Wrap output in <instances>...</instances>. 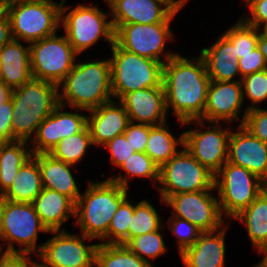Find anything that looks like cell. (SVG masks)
<instances>
[{
	"label": "cell",
	"instance_id": "cell-1",
	"mask_svg": "<svg viewBox=\"0 0 267 267\" xmlns=\"http://www.w3.org/2000/svg\"><path fill=\"white\" fill-rule=\"evenodd\" d=\"M210 78L203 58H185L181 54L163 64L162 84L167 111L171 107L180 126L199 120L204 113Z\"/></svg>",
	"mask_w": 267,
	"mask_h": 267
},
{
	"label": "cell",
	"instance_id": "cell-2",
	"mask_svg": "<svg viewBox=\"0 0 267 267\" xmlns=\"http://www.w3.org/2000/svg\"><path fill=\"white\" fill-rule=\"evenodd\" d=\"M77 63L58 84L59 103L89 111L112 101L110 60Z\"/></svg>",
	"mask_w": 267,
	"mask_h": 267
},
{
	"label": "cell",
	"instance_id": "cell-3",
	"mask_svg": "<svg viewBox=\"0 0 267 267\" xmlns=\"http://www.w3.org/2000/svg\"><path fill=\"white\" fill-rule=\"evenodd\" d=\"M58 85L32 78L13 90L12 142L31 141L39 125L59 104Z\"/></svg>",
	"mask_w": 267,
	"mask_h": 267
},
{
	"label": "cell",
	"instance_id": "cell-4",
	"mask_svg": "<svg viewBox=\"0 0 267 267\" xmlns=\"http://www.w3.org/2000/svg\"><path fill=\"white\" fill-rule=\"evenodd\" d=\"M127 196V188L108 179L101 182L90 181L86 192L75 203V223L82 234L99 239L102 244H108L111 219Z\"/></svg>",
	"mask_w": 267,
	"mask_h": 267
},
{
	"label": "cell",
	"instance_id": "cell-5",
	"mask_svg": "<svg viewBox=\"0 0 267 267\" xmlns=\"http://www.w3.org/2000/svg\"><path fill=\"white\" fill-rule=\"evenodd\" d=\"M111 89L119 101L125 94L151 87H163V63L122 49L116 42L111 46Z\"/></svg>",
	"mask_w": 267,
	"mask_h": 267
},
{
	"label": "cell",
	"instance_id": "cell-6",
	"mask_svg": "<svg viewBox=\"0 0 267 267\" xmlns=\"http://www.w3.org/2000/svg\"><path fill=\"white\" fill-rule=\"evenodd\" d=\"M13 39L25 44L57 33L61 24V2L53 0H20L5 7Z\"/></svg>",
	"mask_w": 267,
	"mask_h": 267
},
{
	"label": "cell",
	"instance_id": "cell-7",
	"mask_svg": "<svg viewBox=\"0 0 267 267\" xmlns=\"http://www.w3.org/2000/svg\"><path fill=\"white\" fill-rule=\"evenodd\" d=\"M0 228L4 252L38 254L42 245H37L38 234L49 233L41 223L33 203L13 202L0 197ZM14 242L19 246L14 247ZM37 245V246H36Z\"/></svg>",
	"mask_w": 267,
	"mask_h": 267
},
{
	"label": "cell",
	"instance_id": "cell-8",
	"mask_svg": "<svg viewBox=\"0 0 267 267\" xmlns=\"http://www.w3.org/2000/svg\"><path fill=\"white\" fill-rule=\"evenodd\" d=\"M65 2L66 0H61L60 24L63 25L65 36L78 55L93 46L101 37L109 46L114 44L112 20L107 19L108 15L111 16L110 13H104L97 5L80 3L70 11L72 6L65 5Z\"/></svg>",
	"mask_w": 267,
	"mask_h": 267
},
{
	"label": "cell",
	"instance_id": "cell-9",
	"mask_svg": "<svg viewBox=\"0 0 267 267\" xmlns=\"http://www.w3.org/2000/svg\"><path fill=\"white\" fill-rule=\"evenodd\" d=\"M214 186L222 216L231 220L247 208L267 184L246 168L227 161L214 175Z\"/></svg>",
	"mask_w": 267,
	"mask_h": 267
},
{
	"label": "cell",
	"instance_id": "cell-10",
	"mask_svg": "<svg viewBox=\"0 0 267 267\" xmlns=\"http://www.w3.org/2000/svg\"><path fill=\"white\" fill-rule=\"evenodd\" d=\"M161 202L174 194L211 190L214 174L201 165L184 147L159 170Z\"/></svg>",
	"mask_w": 267,
	"mask_h": 267
},
{
	"label": "cell",
	"instance_id": "cell-11",
	"mask_svg": "<svg viewBox=\"0 0 267 267\" xmlns=\"http://www.w3.org/2000/svg\"><path fill=\"white\" fill-rule=\"evenodd\" d=\"M29 46L32 77L57 85L74 67L78 56L65 34L57 36L56 33Z\"/></svg>",
	"mask_w": 267,
	"mask_h": 267
},
{
	"label": "cell",
	"instance_id": "cell-12",
	"mask_svg": "<svg viewBox=\"0 0 267 267\" xmlns=\"http://www.w3.org/2000/svg\"><path fill=\"white\" fill-rule=\"evenodd\" d=\"M55 234L42 243L37 254V267H95V252L99 243L86 244L93 238L71 234L66 230L49 231Z\"/></svg>",
	"mask_w": 267,
	"mask_h": 267
},
{
	"label": "cell",
	"instance_id": "cell-13",
	"mask_svg": "<svg viewBox=\"0 0 267 267\" xmlns=\"http://www.w3.org/2000/svg\"><path fill=\"white\" fill-rule=\"evenodd\" d=\"M170 23L121 25L115 31V42L128 52L164 64L178 54L176 52H165L164 50L166 42L168 43L174 38Z\"/></svg>",
	"mask_w": 267,
	"mask_h": 267
},
{
	"label": "cell",
	"instance_id": "cell-14",
	"mask_svg": "<svg viewBox=\"0 0 267 267\" xmlns=\"http://www.w3.org/2000/svg\"><path fill=\"white\" fill-rule=\"evenodd\" d=\"M189 123L208 126L206 131H202L199 126L196 129L184 131V147L201 165L215 175L227 162L231 130H228L229 127L223 129L222 123L217 122L207 125L202 120H189L184 122V125Z\"/></svg>",
	"mask_w": 267,
	"mask_h": 267
},
{
	"label": "cell",
	"instance_id": "cell-15",
	"mask_svg": "<svg viewBox=\"0 0 267 267\" xmlns=\"http://www.w3.org/2000/svg\"><path fill=\"white\" fill-rule=\"evenodd\" d=\"M215 189L170 195L165 204L172 208V216L187 220L201 232L215 231L226 224L218 197L210 194Z\"/></svg>",
	"mask_w": 267,
	"mask_h": 267
},
{
	"label": "cell",
	"instance_id": "cell-16",
	"mask_svg": "<svg viewBox=\"0 0 267 267\" xmlns=\"http://www.w3.org/2000/svg\"><path fill=\"white\" fill-rule=\"evenodd\" d=\"M114 31L125 24L171 22L181 10L171 0H110Z\"/></svg>",
	"mask_w": 267,
	"mask_h": 267
},
{
	"label": "cell",
	"instance_id": "cell-17",
	"mask_svg": "<svg viewBox=\"0 0 267 267\" xmlns=\"http://www.w3.org/2000/svg\"><path fill=\"white\" fill-rule=\"evenodd\" d=\"M65 105L58 104L53 112L39 125L34 138H31L32 154L49 153L61 140L81 132L87 126V116L77 112L64 111Z\"/></svg>",
	"mask_w": 267,
	"mask_h": 267
},
{
	"label": "cell",
	"instance_id": "cell-18",
	"mask_svg": "<svg viewBox=\"0 0 267 267\" xmlns=\"http://www.w3.org/2000/svg\"><path fill=\"white\" fill-rule=\"evenodd\" d=\"M243 102L241 81L210 80L204 113L199 120L229 124L238 121Z\"/></svg>",
	"mask_w": 267,
	"mask_h": 267
},
{
	"label": "cell",
	"instance_id": "cell-19",
	"mask_svg": "<svg viewBox=\"0 0 267 267\" xmlns=\"http://www.w3.org/2000/svg\"><path fill=\"white\" fill-rule=\"evenodd\" d=\"M237 128L229 137L227 161L246 168L267 184V144L242 125Z\"/></svg>",
	"mask_w": 267,
	"mask_h": 267
},
{
	"label": "cell",
	"instance_id": "cell-20",
	"mask_svg": "<svg viewBox=\"0 0 267 267\" xmlns=\"http://www.w3.org/2000/svg\"><path fill=\"white\" fill-rule=\"evenodd\" d=\"M119 102L124 106L130 122L159 125L167 122L164 87H151L125 94Z\"/></svg>",
	"mask_w": 267,
	"mask_h": 267
},
{
	"label": "cell",
	"instance_id": "cell-21",
	"mask_svg": "<svg viewBox=\"0 0 267 267\" xmlns=\"http://www.w3.org/2000/svg\"><path fill=\"white\" fill-rule=\"evenodd\" d=\"M87 112V127L95 146H103L123 134L130 123L124 106L114 99Z\"/></svg>",
	"mask_w": 267,
	"mask_h": 267
},
{
	"label": "cell",
	"instance_id": "cell-22",
	"mask_svg": "<svg viewBox=\"0 0 267 267\" xmlns=\"http://www.w3.org/2000/svg\"><path fill=\"white\" fill-rule=\"evenodd\" d=\"M228 226L225 224L218 230L201 232L197 241L180 254L183 264L186 267H225Z\"/></svg>",
	"mask_w": 267,
	"mask_h": 267
},
{
	"label": "cell",
	"instance_id": "cell-23",
	"mask_svg": "<svg viewBox=\"0 0 267 267\" xmlns=\"http://www.w3.org/2000/svg\"><path fill=\"white\" fill-rule=\"evenodd\" d=\"M207 74L212 81H241L234 79L241 76L238 56L231 41L223 34L209 48L201 49Z\"/></svg>",
	"mask_w": 267,
	"mask_h": 267
},
{
	"label": "cell",
	"instance_id": "cell-24",
	"mask_svg": "<svg viewBox=\"0 0 267 267\" xmlns=\"http://www.w3.org/2000/svg\"><path fill=\"white\" fill-rule=\"evenodd\" d=\"M32 78L29 44L12 39L0 49V81L15 89Z\"/></svg>",
	"mask_w": 267,
	"mask_h": 267
},
{
	"label": "cell",
	"instance_id": "cell-25",
	"mask_svg": "<svg viewBox=\"0 0 267 267\" xmlns=\"http://www.w3.org/2000/svg\"><path fill=\"white\" fill-rule=\"evenodd\" d=\"M32 156L39 164L43 188L64 194L76 203L81 193L71 171L74 165L57 160L48 153Z\"/></svg>",
	"mask_w": 267,
	"mask_h": 267
},
{
	"label": "cell",
	"instance_id": "cell-26",
	"mask_svg": "<svg viewBox=\"0 0 267 267\" xmlns=\"http://www.w3.org/2000/svg\"><path fill=\"white\" fill-rule=\"evenodd\" d=\"M41 223L48 231L65 230L63 223L75 217V203L66 195L43 188L32 202Z\"/></svg>",
	"mask_w": 267,
	"mask_h": 267
},
{
	"label": "cell",
	"instance_id": "cell-27",
	"mask_svg": "<svg viewBox=\"0 0 267 267\" xmlns=\"http://www.w3.org/2000/svg\"><path fill=\"white\" fill-rule=\"evenodd\" d=\"M42 189L41 170L37 160L32 156L19 168L12 185L1 198L13 202L32 203Z\"/></svg>",
	"mask_w": 267,
	"mask_h": 267
},
{
	"label": "cell",
	"instance_id": "cell-28",
	"mask_svg": "<svg viewBox=\"0 0 267 267\" xmlns=\"http://www.w3.org/2000/svg\"><path fill=\"white\" fill-rule=\"evenodd\" d=\"M234 219H238V221L246 226L251 245L257 251L267 246V187Z\"/></svg>",
	"mask_w": 267,
	"mask_h": 267
},
{
	"label": "cell",
	"instance_id": "cell-29",
	"mask_svg": "<svg viewBox=\"0 0 267 267\" xmlns=\"http://www.w3.org/2000/svg\"><path fill=\"white\" fill-rule=\"evenodd\" d=\"M30 142L0 143V197L12 185L19 168L32 157Z\"/></svg>",
	"mask_w": 267,
	"mask_h": 267
},
{
	"label": "cell",
	"instance_id": "cell-30",
	"mask_svg": "<svg viewBox=\"0 0 267 267\" xmlns=\"http://www.w3.org/2000/svg\"><path fill=\"white\" fill-rule=\"evenodd\" d=\"M168 122L152 125L149 129L145 153L159 166L167 163L176 155L178 147H184V134L176 138L168 129Z\"/></svg>",
	"mask_w": 267,
	"mask_h": 267
},
{
	"label": "cell",
	"instance_id": "cell-31",
	"mask_svg": "<svg viewBox=\"0 0 267 267\" xmlns=\"http://www.w3.org/2000/svg\"><path fill=\"white\" fill-rule=\"evenodd\" d=\"M95 267H155L140 259L121 244L99 243L95 252Z\"/></svg>",
	"mask_w": 267,
	"mask_h": 267
},
{
	"label": "cell",
	"instance_id": "cell-32",
	"mask_svg": "<svg viewBox=\"0 0 267 267\" xmlns=\"http://www.w3.org/2000/svg\"><path fill=\"white\" fill-rule=\"evenodd\" d=\"M124 170L125 175H117L110 177L108 180L119 184L128 189L129 179L139 177L154 180V183L159 182V166L145 153L135 152L119 167Z\"/></svg>",
	"mask_w": 267,
	"mask_h": 267
},
{
	"label": "cell",
	"instance_id": "cell-33",
	"mask_svg": "<svg viewBox=\"0 0 267 267\" xmlns=\"http://www.w3.org/2000/svg\"><path fill=\"white\" fill-rule=\"evenodd\" d=\"M91 145L92 138L86 126L81 132L61 139L48 154L64 163L76 165L82 161Z\"/></svg>",
	"mask_w": 267,
	"mask_h": 267
},
{
	"label": "cell",
	"instance_id": "cell-34",
	"mask_svg": "<svg viewBox=\"0 0 267 267\" xmlns=\"http://www.w3.org/2000/svg\"><path fill=\"white\" fill-rule=\"evenodd\" d=\"M153 205L143 199L134 205V212L128 228V241L139 235L161 230L164 227Z\"/></svg>",
	"mask_w": 267,
	"mask_h": 267
},
{
	"label": "cell",
	"instance_id": "cell-35",
	"mask_svg": "<svg viewBox=\"0 0 267 267\" xmlns=\"http://www.w3.org/2000/svg\"><path fill=\"white\" fill-rule=\"evenodd\" d=\"M160 230L131 238L125 246L140 259L147 261L157 259L167 250ZM150 258V260H149Z\"/></svg>",
	"mask_w": 267,
	"mask_h": 267
},
{
	"label": "cell",
	"instance_id": "cell-36",
	"mask_svg": "<svg viewBox=\"0 0 267 267\" xmlns=\"http://www.w3.org/2000/svg\"><path fill=\"white\" fill-rule=\"evenodd\" d=\"M224 35L235 47L238 59L257 47L259 28L246 24L241 18Z\"/></svg>",
	"mask_w": 267,
	"mask_h": 267
},
{
	"label": "cell",
	"instance_id": "cell-37",
	"mask_svg": "<svg viewBox=\"0 0 267 267\" xmlns=\"http://www.w3.org/2000/svg\"><path fill=\"white\" fill-rule=\"evenodd\" d=\"M132 201L127 196L117 208L108 228V244L125 245L128 242V228L134 212Z\"/></svg>",
	"mask_w": 267,
	"mask_h": 267
},
{
	"label": "cell",
	"instance_id": "cell-38",
	"mask_svg": "<svg viewBox=\"0 0 267 267\" xmlns=\"http://www.w3.org/2000/svg\"><path fill=\"white\" fill-rule=\"evenodd\" d=\"M241 84L243 99L246 95L252 104L246 107L239 125L243 124L248 110L257 108L256 104H260L262 101H267V69L242 77Z\"/></svg>",
	"mask_w": 267,
	"mask_h": 267
},
{
	"label": "cell",
	"instance_id": "cell-39",
	"mask_svg": "<svg viewBox=\"0 0 267 267\" xmlns=\"http://www.w3.org/2000/svg\"><path fill=\"white\" fill-rule=\"evenodd\" d=\"M168 228L178 238V250L181 254L186 248L192 246L198 239L201 231L185 219L171 216L167 221Z\"/></svg>",
	"mask_w": 267,
	"mask_h": 267
},
{
	"label": "cell",
	"instance_id": "cell-40",
	"mask_svg": "<svg viewBox=\"0 0 267 267\" xmlns=\"http://www.w3.org/2000/svg\"><path fill=\"white\" fill-rule=\"evenodd\" d=\"M242 126L256 138L267 144V109L257 107L248 110Z\"/></svg>",
	"mask_w": 267,
	"mask_h": 267
},
{
	"label": "cell",
	"instance_id": "cell-41",
	"mask_svg": "<svg viewBox=\"0 0 267 267\" xmlns=\"http://www.w3.org/2000/svg\"><path fill=\"white\" fill-rule=\"evenodd\" d=\"M102 147L111 152L110 161L116 167H120L126 159L131 157L136 151L127 141L124 134L114 137L111 141L107 142Z\"/></svg>",
	"mask_w": 267,
	"mask_h": 267
},
{
	"label": "cell",
	"instance_id": "cell-42",
	"mask_svg": "<svg viewBox=\"0 0 267 267\" xmlns=\"http://www.w3.org/2000/svg\"><path fill=\"white\" fill-rule=\"evenodd\" d=\"M151 126L133 122L128 124L123 134L136 152H145Z\"/></svg>",
	"mask_w": 267,
	"mask_h": 267
},
{
	"label": "cell",
	"instance_id": "cell-43",
	"mask_svg": "<svg viewBox=\"0 0 267 267\" xmlns=\"http://www.w3.org/2000/svg\"><path fill=\"white\" fill-rule=\"evenodd\" d=\"M238 66L241 73L240 79L246 75L267 69L264 55L259 51L258 47L239 58Z\"/></svg>",
	"mask_w": 267,
	"mask_h": 267
},
{
	"label": "cell",
	"instance_id": "cell-44",
	"mask_svg": "<svg viewBox=\"0 0 267 267\" xmlns=\"http://www.w3.org/2000/svg\"><path fill=\"white\" fill-rule=\"evenodd\" d=\"M247 7L251 16L246 18L247 14L242 15L241 19L248 25L263 29L267 27V0H251Z\"/></svg>",
	"mask_w": 267,
	"mask_h": 267
},
{
	"label": "cell",
	"instance_id": "cell-45",
	"mask_svg": "<svg viewBox=\"0 0 267 267\" xmlns=\"http://www.w3.org/2000/svg\"><path fill=\"white\" fill-rule=\"evenodd\" d=\"M12 99L0 107V143L12 142Z\"/></svg>",
	"mask_w": 267,
	"mask_h": 267
},
{
	"label": "cell",
	"instance_id": "cell-46",
	"mask_svg": "<svg viewBox=\"0 0 267 267\" xmlns=\"http://www.w3.org/2000/svg\"><path fill=\"white\" fill-rule=\"evenodd\" d=\"M30 254L25 253H0V267H35L36 261Z\"/></svg>",
	"mask_w": 267,
	"mask_h": 267
},
{
	"label": "cell",
	"instance_id": "cell-47",
	"mask_svg": "<svg viewBox=\"0 0 267 267\" xmlns=\"http://www.w3.org/2000/svg\"><path fill=\"white\" fill-rule=\"evenodd\" d=\"M13 39L8 16L4 13L0 17V49Z\"/></svg>",
	"mask_w": 267,
	"mask_h": 267
},
{
	"label": "cell",
	"instance_id": "cell-48",
	"mask_svg": "<svg viewBox=\"0 0 267 267\" xmlns=\"http://www.w3.org/2000/svg\"><path fill=\"white\" fill-rule=\"evenodd\" d=\"M257 47L259 51L264 55L265 62L267 64V30L265 28L259 29Z\"/></svg>",
	"mask_w": 267,
	"mask_h": 267
},
{
	"label": "cell",
	"instance_id": "cell-49",
	"mask_svg": "<svg viewBox=\"0 0 267 267\" xmlns=\"http://www.w3.org/2000/svg\"><path fill=\"white\" fill-rule=\"evenodd\" d=\"M13 90L11 87L0 81V107L12 99Z\"/></svg>",
	"mask_w": 267,
	"mask_h": 267
},
{
	"label": "cell",
	"instance_id": "cell-50",
	"mask_svg": "<svg viewBox=\"0 0 267 267\" xmlns=\"http://www.w3.org/2000/svg\"><path fill=\"white\" fill-rule=\"evenodd\" d=\"M257 252L259 254L263 253L264 257L259 263H257L253 267H267V246L260 248Z\"/></svg>",
	"mask_w": 267,
	"mask_h": 267
},
{
	"label": "cell",
	"instance_id": "cell-51",
	"mask_svg": "<svg viewBox=\"0 0 267 267\" xmlns=\"http://www.w3.org/2000/svg\"><path fill=\"white\" fill-rule=\"evenodd\" d=\"M178 8L182 9L185 7L188 0H171Z\"/></svg>",
	"mask_w": 267,
	"mask_h": 267
},
{
	"label": "cell",
	"instance_id": "cell-52",
	"mask_svg": "<svg viewBox=\"0 0 267 267\" xmlns=\"http://www.w3.org/2000/svg\"><path fill=\"white\" fill-rule=\"evenodd\" d=\"M20 0H0V4L5 8L8 5H11L13 3H17Z\"/></svg>",
	"mask_w": 267,
	"mask_h": 267
},
{
	"label": "cell",
	"instance_id": "cell-53",
	"mask_svg": "<svg viewBox=\"0 0 267 267\" xmlns=\"http://www.w3.org/2000/svg\"><path fill=\"white\" fill-rule=\"evenodd\" d=\"M5 13V8L0 4V17Z\"/></svg>",
	"mask_w": 267,
	"mask_h": 267
},
{
	"label": "cell",
	"instance_id": "cell-54",
	"mask_svg": "<svg viewBox=\"0 0 267 267\" xmlns=\"http://www.w3.org/2000/svg\"><path fill=\"white\" fill-rule=\"evenodd\" d=\"M0 239L2 240L1 228H0ZM3 249H4L3 246H1V244H0V253L4 252Z\"/></svg>",
	"mask_w": 267,
	"mask_h": 267
},
{
	"label": "cell",
	"instance_id": "cell-55",
	"mask_svg": "<svg viewBox=\"0 0 267 267\" xmlns=\"http://www.w3.org/2000/svg\"><path fill=\"white\" fill-rule=\"evenodd\" d=\"M246 4H248L251 0H244Z\"/></svg>",
	"mask_w": 267,
	"mask_h": 267
}]
</instances>
